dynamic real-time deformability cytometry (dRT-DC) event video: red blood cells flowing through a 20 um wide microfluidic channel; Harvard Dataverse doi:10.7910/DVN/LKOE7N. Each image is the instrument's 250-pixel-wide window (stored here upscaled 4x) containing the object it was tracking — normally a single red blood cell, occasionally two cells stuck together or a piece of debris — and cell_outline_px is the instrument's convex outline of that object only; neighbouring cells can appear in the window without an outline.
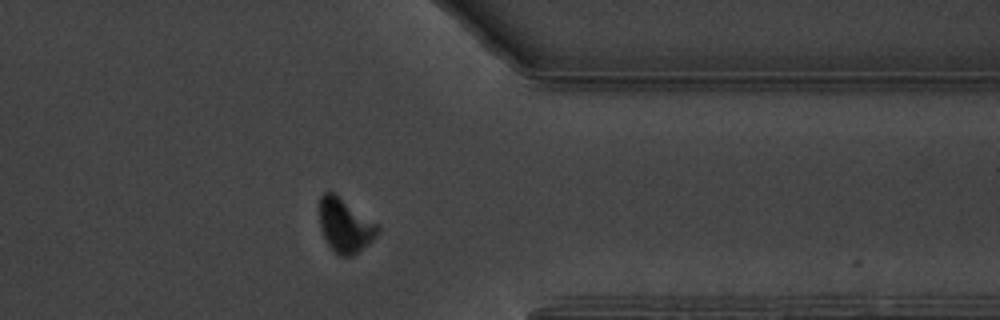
{"species": "common noctule bat (a hibernating species)", "species_latin": "Nyctalus noctula", "temperature_condition": "warm", "stored_images_in_passage": 48, "camera_frame_rate_fps": 3000, "um_per_image_px": 0.085, "animal": {"sex": "male", "body_mass_g": 19.5, "forearm_length_mm": 54.6}, "frame": {"image": 1, "passage_image": 35, "time_ms": 11.333, "image_size_px": [1000, 320], "cell_outline_px": [[380, 232], [368, 244], [352, 256], [340, 256], [328, 244], [320, 228], [320, 196], [324, 192], [332, 192], [380, 224]], "centroid_in_image_um": [29.36, 19.16], "position_along_channel_um": 382.0, "area_um2": 18.21}, "authors_computed_cell_mechanics": {"area_um2": 19.2763, "velocity_mm_per_s": 3.2918, "shape_relaxation_time_tau1_ms": 3.4031, "shape_relaxation_time_tau2_ms": null, "deformation_change_tau1": 0.1368, "deformation_change_tau2": null}}